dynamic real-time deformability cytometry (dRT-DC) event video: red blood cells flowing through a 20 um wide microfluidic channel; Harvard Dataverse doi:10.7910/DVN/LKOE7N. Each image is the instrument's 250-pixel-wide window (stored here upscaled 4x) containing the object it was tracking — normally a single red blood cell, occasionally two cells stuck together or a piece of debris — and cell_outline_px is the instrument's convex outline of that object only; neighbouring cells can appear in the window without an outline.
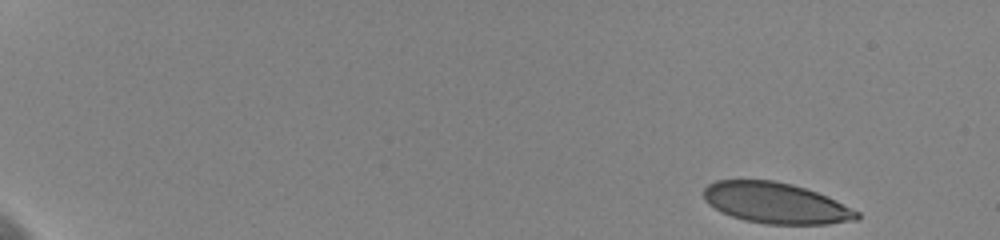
{"species": "human", "species_latin": "Homo sapiens", "temperature_condition": "cold", "stored_images_in_passage": 54, "camera_frame_rate_fps": 3000, "um_per_image_px": 0.085, "donor": {"sex": "female"}, "frame": {"image": 1, "passage_image": 1, "time_ms": 0.0, "image_size_px": [1000, 240], "cell_outline_px": [[860, 216], [856, 220], [828, 224], [764, 224], [744, 220], [720, 212], [708, 204], [704, 200], [704, 188], [708, 184], [716, 180], [772, 180], [792, 184], [828, 196], [860, 212]], "centroid_in_image_um": [65.93, 17.26], "position_along_channel_um": 19.1, "area_um2": 36.59}}
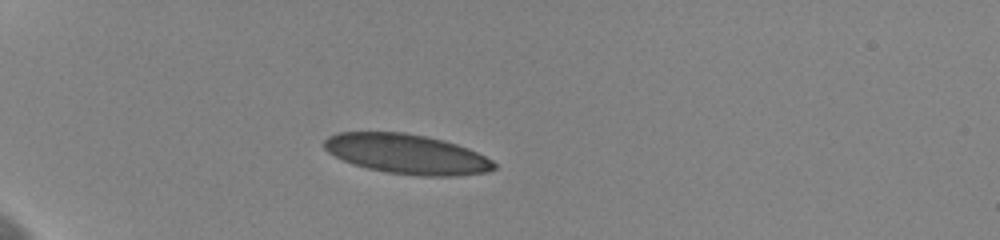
{"frame": {"image": 2, "passage_image": 14, "time_ms": 4.333, "image_size_px": [1000, 240], "cell_outline_px": [[496, 168], [488, 172], [460, 176], [420, 176], [388, 172], [368, 168], [352, 164], [328, 152], [324, 148], [324, 140], [328, 136], [336, 132], [404, 132], [444, 140], [468, 148], [492, 160], [496, 164]], "centroid_in_image_um": [34.59, 13.09], "position_along_channel_um": 50.4, "area_um2": 39.36}}
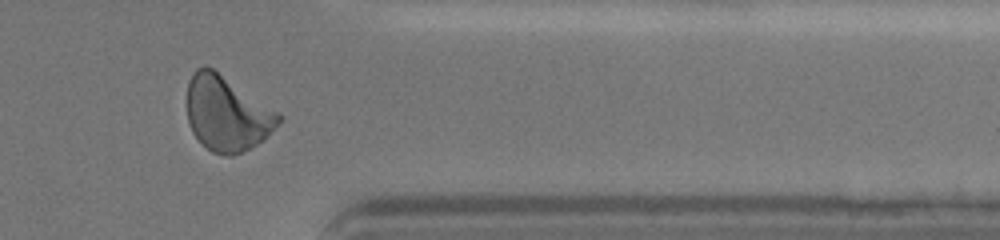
{"frame": {"image": 3, "passage_image": 46, "time_ms": 15.0, "image_size_px": [1000, 240], "cell_outline_px": [[284, 116], [264, 140], [252, 148], [232, 156], [228, 156], [212, 152], [192, 132], [188, 120], [188, 80], [196, 68], [212, 68]], "centroid_in_image_um": [19.3, 9.68], "position_along_channel_um": 392.1, "area_um2": 39.42}, "authors_computed_cell_mechanics": {"area_um2": 38.4948, "velocity_mm_per_s": 3.5968, "shape_relaxation_time_tau1_ms": 5.5383, "shape_relaxation_time_tau2_ms": null, "deformation_change_tau1": 0.1435, "deformation_change_tau2": null}}